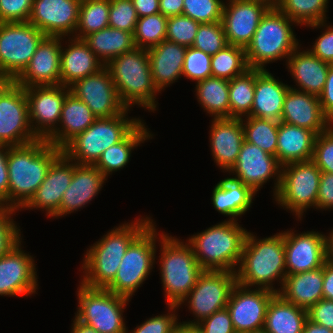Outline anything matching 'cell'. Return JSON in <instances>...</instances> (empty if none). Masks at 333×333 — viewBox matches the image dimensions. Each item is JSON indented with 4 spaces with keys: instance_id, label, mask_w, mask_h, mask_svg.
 Listing matches in <instances>:
<instances>
[{
    "instance_id": "1",
    "label": "cell",
    "mask_w": 333,
    "mask_h": 333,
    "mask_svg": "<svg viewBox=\"0 0 333 333\" xmlns=\"http://www.w3.org/2000/svg\"><path fill=\"white\" fill-rule=\"evenodd\" d=\"M62 149L46 139L8 148V207L22 210L43 182Z\"/></svg>"
},
{
    "instance_id": "2",
    "label": "cell",
    "mask_w": 333,
    "mask_h": 333,
    "mask_svg": "<svg viewBox=\"0 0 333 333\" xmlns=\"http://www.w3.org/2000/svg\"><path fill=\"white\" fill-rule=\"evenodd\" d=\"M153 222L146 215L125 222L96 241L84 255L81 283L91 288H106L115 278L129 245Z\"/></svg>"
},
{
    "instance_id": "3",
    "label": "cell",
    "mask_w": 333,
    "mask_h": 333,
    "mask_svg": "<svg viewBox=\"0 0 333 333\" xmlns=\"http://www.w3.org/2000/svg\"><path fill=\"white\" fill-rule=\"evenodd\" d=\"M286 275L284 232L263 239L247 232L236 271L237 283L279 293ZM276 280L281 284L279 289L274 286Z\"/></svg>"
},
{
    "instance_id": "4",
    "label": "cell",
    "mask_w": 333,
    "mask_h": 333,
    "mask_svg": "<svg viewBox=\"0 0 333 333\" xmlns=\"http://www.w3.org/2000/svg\"><path fill=\"white\" fill-rule=\"evenodd\" d=\"M106 67L127 109L138 105L151 112L157 110L159 91L152 79L147 49L136 47L112 59Z\"/></svg>"
},
{
    "instance_id": "5",
    "label": "cell",
    "mask_w": 333,
    "mask_h": 333,
    "mask_svg": "<svg viewBox=\"0 0 333 333\" xmlns=\"http://www.w3.org/2000/svg\"><path fill=\"white\" fill-rule=\"evenodd\" d=\"M247 232L237 221L224 220L186 242L203 270L236 272Z\"/></svg>"
},
{
    "instance_id": "6",
    "label": "cell",
    "mask_w": 333,
    "mask_h": 333,
    "mask_svg": "<svg viewBox=\"0 0 333 333\" xmlns=\"http://www.w3.org/2000/svg\"><path fill=\"white\" fill-rule=\"evenodd\" d=\"M159 246L161 283L168 306H179L190 293L199 275L204 271L191 246L184 241L160 235Z\"/></svg>"
},
{
    "instance_id": "7",
    "label": "cell",
    "mask_w": 333,
    "mask_h": 333,
    "mask_svg": "<svg viewBox=\"0 0 333 333\" xmlns=\"http://www.w3.org/2000/svg\"><path fill=\"white\" fill-rule=\"evenodd\" d=\"M294 21L283 14L276 6H271L253 35L251 43L245 49L249 68L266 70L267 63L285 60L299 46L294 35Z\"/></svg>"
},
{
    "instance_id": "8",
    "label": "cell",
    "mask_w": 333,
    "mask_h": 333,
    "mask_svg": "<svg viewBox=\"0 0 333 333\" xmlns=\"http://www.w3.org/2000/svg\"><path fill=\"white\" fill-rule=\"evenodd\" d=\"M125 112L108 118H97L85 131L76 135L63 148L62 153L80 165H95L102 153L121 142L142 120L129 118Z\"/></svg>"
},
{
    "instance_id": "9",
    "label": "cell",
    "mask_w": 333,
    "mask_h": 333,
    "mask_svg": "<svg viewBox=\"0 0 333 333\" xmlns=\"http://www.w3.org/2000/svg\"><path fill=\"white\" fill-rule=\"evenodd\" d=\"M152 222L127 248L114 280L105 288L114 294L131 299L148 278L156 263L158 234ZM155 225V226H154Z\"/></svg>"
},
{
    "instance_id": "10",
    "label": "cell",
    "mask_w": 333,
    "mask_h": 333,
    "mask_svg": "<svg viewBox=\"0 0 333 333\" xmlns=\"http://www.w3.org/2000/svg\"><path fill=\"white\" fill-rule=\"evenodd\" d=\"M75 319L98 333H126L123 313L129 298L104 288L87 287L80 282Z\"/></svg>"
},
{
    "instance_id": "11",
    "label": "cell",
    "mask_w": 333,
    "mask_h": 333,
    "mask_svg": "<svg viewBox=\"0 0 333 333\" xmlns=\"http://www.w3.org/2000/svg\"><path fill=\"white\" fill-rule=\"evenodd\" d=\"M321 170L312 161L290 163L281 168L280 187L274 200L302 220L306 210L315 207Z\"/></svg>"
},
{
    "instance_id": "12",
    "label": "cell",
    "mask_w": 333,
    "mask_h": 333,
    "mask_svg": "<svg viewBox=\"0 0 333 333\" xmlns=\"http://www.w3.org/2000/svg\"><path fill=\"white\" fill-rule=\"evenodd\" d=\"M45 37L29 22L0 23V75L14 81L28 66Z\"/></svg>"
},
{
    "instance_id": "13",
    "label": "cell",
    "mask_w": 333,
    "mask_h": 333,
    "mask_svg": "<svg viewBox=\"0 0 333 333\" xmlns=\"http://www.w3.org/2000/svg\"><path fill=\"white\" fill-rule=\"evenodd\" d=\"M236 283V272L204 270L190 293L178 306L187 302V308L195 318L192 321L183 322L198 324L213 313L225 309L231 290Z\"/></svg>"
},
{
    "instance_id": "14",
    "label": "cell",
    "mask_w": 333,
    "mask_h": 333,
    "mask_svg": "<svg viewBox=\"0 0 333 333\" xmlns=\"http://www.w3.org/2000/svg\"><path fill=\"white\" fill-rule=\"evenodd\" d=\"M38 139L31 128L25 88L12 81L0 94V145L22 146Z\"/></svg>"
},
{
    "instance_id": "15",
    "label": "cell",
    "mask_w": 333,
    "mask_h": 333,
    "mask_svg": "<svg viewBox=\"0 0 333 333\" xmlns=\"http://www.w3.org/2000/svg\"><path fill=\"white\" fill-rule=\"evenodd\" d=\"M281 168L276 156L244 140L237 160L228 173H233L235 176L231 178L249 186L256 194L264 183L276 178L273 189L275 197L280 187Z\"/></svg>"
},
{
    "instance_id": "16",
    "label": "cell",
    "mask_w": 333,
    "mask_h": 333,
    "mask_svg": "<svg viewBox=\"0 0 333 333\" xmlns=\"http://www.w3.org/2000/svg\"><path fill=\"white\" fill-rule=\"evenodd\" d=\"M69 88L97 118L115 117L127 110L106 66L97 73L75 81Z\"/></svg>"
},
{
    "instance_id": "17",
    "label": "cell",
    "mask_w": 333,
    "mask_h": 333,
    "mask_svg": "<svg viewBox=\"0 0 333 333\" xmlns=\"http://www.w3.org/2000/svg\"><path fill=\"white\" fill-rule=\"evenodd\" d=\"M69 92L70 88L61 84L25 88L31 128L39 139H47L57 129Z\"/></svg>"
},
{
    "instance_id": "18",
    "label": "cell",
    "mask_w": 333,
    "mask_h": 333,
    "mask_svg": "<svg viewBox=\"0 0 333 333\" xmlns=\"http://www.w3.org/2000/svg\"><path fill=\"white\" fill-rule=\"evenodd\" d=\"M275 294L268 289H252L236 283L226 306L235 332L248 333L262 329L267 307Z\"/></svg>"
},
{
    "instance_id": "19",
    "label": "cell",
    "mask_w": 333,
    "mask_h": 333,
    "mask_svg": "<svg viewBox=\"0 0 333 333\" xmlns=\"http://www.w3.org/2000/svg\"><path fill=\"white\" fill-rule=\"evenodd\" d=\"M227 2L224 3L222 14L227 42L229 45L246 49L261 18L272 5L264 0H227Z\"/></svg>"
},
{
    "instance_id": "20",
    "label": "cell",
    "mask_w": 333,
    "mask_h": 333,
    "mask_svg": "<svg viewBox=\"0 0 333 333\" xmlns=\"http://www.w3.org/2000/svg\"><path fill=\"white\" fill-rule=\"evenodd\" d=\"M21 243L0 257V296H31L38 289L35 257L23 251Z\"/></svg>"
},
{
    "instance_id": "21",
    "label": "cell",
    "mask_w": 333,
    "mask_h": 333,
    "mask_svg": "<svg viewBox=\"0 0 333 333\" xmlns=\"http://www.w3.org/2000/svg\"><path fill=\"white\" fill-rule=\"evenodd\" d=\"M81 0H33L28 22L46 36L73 37Z\"/></svg>"
},
{
    "instance_id": "22",
    "label": "cell",
    "mask_w": 333,
    "mask_h": 333,
    "mask_svg": "<svg viewBox=\"0 0 333 333\" xmlns=\"http://www.w3.org/2000/svg\"><path fill=\"white\" fill-rule=\"evenodd\" d=\"M284 231L286 273L296 274L324 266L326 262L325 234L316 231L295 233Z\"/></svg>"
},
{
    "instance_id": "23",
    "label": "cell",
    "mask_w": 333,
    "mask_h": 333,
    "mask_svg": "<svg viewBox=\"0 0 333 333\" xmlns=\"http://www.w3.org/2000/svg\"><path fill=\"white\" fill-rule=\"evenodd\" d=\"M64 39L66 37L46 36L28 66L14 81L23 88L60 85L61 46Z\"/></svg>"
},
{
    "instance_id": "24",
    "label": "cell",
    "mask_w": 333,
    "mask_h": 333,
    "mask_svg": "<svg viewBox=\"0 0 333 333\" xmlns=\"http://www.w3.org/2000/svg\"><path fill=\"white\" fill-rule=\"evenodd\" d=\"M76 162L69 160L63 153L52 163L46 177L34 196L23 207L26 210L46 211V216L53 217L59 210L65 190L69 187Z\"/></svg>"
},
{
    "instance_id": "25",
    "label": "cell",
    "mask_w": 333,
    "mask_h": 333,
    "mask_svg": "<svg viewBox=\"0 0 333 333\" xmlns=\"http://www.w3.org/2000/svg\"><path fill=\"white\" fill-rule=\"evenodd\" d=\"M210 147L214 162L225 173L235 164L242 143L244 129L239 118H212Z\"/></svg>"
},
{
    "instance_id": "26",
    "label": "cell",
    "mask_w": 333,
    "mask_h": 333,
    "mask_svg": "<svg viewBox=\"0 0 333 333\" xmlns=\"http://www.w3.org/2000/svg\"><path fill=\"white\" fill-rule=\"evenodd\" d=\"M280 121L310 129L317 135L332 125L331 121L323 114L319 96L291 88L285 96Z\"/></svg>"
},
{
    "instance_id": "27",
    "label": "cell",
    "mask_w": 333,
    "mask_h": 333,
    "mask_svg": "<svg viewBox=\"0 0 333 333\" xmlns=\"http://www.w3.org/2000/svg\"><path fill=\"white\" fill-rule=\"evenodd\" d=\"M107 178L94 165L77 164L58 212L52 218L66 216L90 203L100 193Z\"/></svg>"
},
{
    "instance_id": "28",
    "label": "cell",
    "mask_w": 333,
    "mask_h": 333,
    "mask_svg": "<svg viewBox=\"0 0 333 333\" xmlns=\"http://www.w3.org/2000/svg\"><path fill=\"white\" fill-rule=\"evenodd\" d=\"M300 47L299 45L293 51L286 62V68L297 85V88H290L319 96L324 89L331 64L317 58L308 49L301 51Z\"/></svg>"
},
{
    "instance_id": "29",
    "label": "cell",
    "mask_w": 333,
    "mask_h": 333,
    "mask_svg": "<svg viewBox=\"0 0 333 333\" xmlns=\"http://www.w3.org/2000/svg\"><path fill=\"white\" fill-rule=\"evenodd\" d=\"M290 87L274 78L267 69H256L255 92L250 116L280 122L284 99Z\"/></svg>"
},
{
    "instance_id": "30",
    "label": "cell",
    "mask_w": 333,
    "mask_h": 333,
    "mask_svg": "<svg viewBox=\"0 0 333 333\" xmlns=\"http://www.w3.org/2000/svg\"><path fill=\"white\" fill-rule=\"evenodd\" d=\"M68 38L67 47L61 46L60 61V84L67 87L79 79L97 73L105 66L83 39Z\"/></svg>"
},
{
    "instance_id": "31",
    "label": "cell",
    "mask_w": 333,
    "mask_h": 333,
    "mask_svg": "<svg viewBox=\"0 0 333 333\" xmlns=\"http://www.w3.org/2000/svg\"><path fill=\"white\" fill-rule=\"evenodd\" d=\"M186 50L187 47L167 40L147 49L152 79L159 92L183 76Z\"/></svg>"
},
{
    "instance_id": "32",
    "label": "cell",
    "mask_w": 333,
    "mask_h": 333,
    "mask_svg": "<svg viewBox=\"0 0 333 333\" xmlns=\"http://www.w3.org/2000/svg\"><path fill=\"white\" fill-rule=\"evenodd\" d=\"M97 117L91 109L72 92L66 95L57 129L46 139L48 143L63 148L76 135L92 125Z\"/></svg>"
},
{
    "instance_id": "33",
    "label": "cell",
    "mask_w": 333,
    "mask_h": 333,
    "mask_svg": "<svg viewBox=\"0 0 333 333\" xmlns=\"http://www.w3.org/2000/svg\"><path fill=\"white\" fill-rule=\"evenodd\" d=\"M317 134L310 129L279 122L276 158L281 166L312 160Z\"/></svg>"
},
{
    "instance_id": "34",
    "label": "cell",
    "mask_w": 333,
    "mask_h": 333,
    "mask_svg": "<svg viewBox=\"0 0 333 333\" xmlns=\"http://www.w3.org/2000/svg\"><path fill=\"white\" fill-rule=\"evenodd\" d=\"M286 301L308 311L323 299V266L285 276L279 293Z\"/></svg>"
},
{
    "instance_id": "35",
    "label": "cell",
    "mask_w": 333,
    "mask_h": 333,
    "mask_svg": "<svg viewBox=\"0 0 333 333\" xmlns=\"http://www.w3.org/2000/svg\"><path fill=\"white\" fill-rule=\"evenodd\" d=\"M255 195L249 186L227 177L215 185L211 201L216 211L229 216V221H238L237 217H242L251 207Z\"/></svg>"
},
{
    "instance_id": "36",
    "label": "cell",
    "mask_w": 333,
    "mask_h": 333,
    "mask_svg": "<svg viewBox=\"0 0 333 333\" xmlns=\"http://www.w3.org/2000/svg\"><path fill=\"white\" fill-rule=\"evenodd\" d=\"M142 120L121 142L106 149L94 165L106 178L114 171L123 169L129 162L131 153L144 141L153 138ZM150 132V133H149Z\"/></svg>"
},
{
    "instance_id": "37",
    "label": "cell",
    "mask_w": 333,
    "mask_h": 333,
    "mask_svg": "<svg viewBox=\"0 0 333 333\" xmlns=\"http://www.w3.org/2000/svg\"><path fill=\"white\" fill-rule=\"evenodd\" d=\"M307 311L276 293L267 307L263 329L267 333H302Z\"/></svg>"
},
{
    "instance_id": "38",
    "label": "cell",
    "mask_w": 333,
    "mask_h": 333,
    "mask_svg": "<svg viewBox=\"0 0 333 333\" xmlns=\"http://www.w3.org/2000/svg\"><path fill=\"white\" fill-rule=\"evenodd\" d=\"M83 40L105 66L117 56L136 48L133 33L111 27L93 32Z\"/></svg>"
},
{
    "instance_id": "39",
    "label": "cell",
    "mask_w": 333,
    "mask_h": 333,
    "mask_svg": "<svg viewBox=\"0 0 333 333\" xmlns=\"http://www.w3.org/2000/svg\"><path fill=\"white\" fill-rule=\"evenodd\" d=\"M201 107L213 118H229V80L207 77L195 85Z\"/></svg>"
},
{
    "instance_id": "40",
    "label": "cell",
    "mask_w": 333,
    "mask_h": 333,
    "mask_svg": "<svg viewBox=\"0 0 333 333\" xmlns=\"http://www.w3.org/2000/svg\"><path fill=\"white\" fill-rule=\"evenodd\" d=\"M256 69L229 80V118L250 116L255 92Z\"/></svg>"
},
{
    "instance_id": "41",
    "label": "cell",
    "mask_w": 333,
    "mask_h": 333,
    "mask_svg": "<svg viewBox=\"0 0 333 333\" xmlns=\"http://www.w3.org/2000/svg\"><path fill=\"white\" fill-rule=\"evenodd\" d=\"M329 0H278L276 7L298 26L326 21Z\"/></svg>"
},
{
    "instance_id": "42",
    "label": "cell",
    "mask_w": 333,
    "mask_h": 333,
    "mask_svg": "<svg viewBox=\"0 0 333 333\" xmlns=\"http://www.w3.org/2000/svg\"><path fill=\"white\" fill-rule=\"evenodd\" d=\"M109 8L110 0H81L79 21L73 37L83 39L109 27Z\"/></svg>"
},
{
    "instance_id": "43",
    "label": "cell",
    "mask_w": 333,
    "mask_h": 333,
    "mask_svg": "<svg viewBox=\"0 0 333 333\" xmlns=\"http://www.w3.org/2000/svg\"><path fill=\"white\" fill-rule=\"evenodd\" d=\"M242 120L245 141L276 156L279 122L272 119L247 116Z\"/></svg>"
},
{
    "instance_id": "44",
    "label": "cell",
    "mask_w": 333,
    "mask_h": 333,
    "mask_svg": "<svg viewBox=\"0 0 333 333\" xmlns=\"http://www.w3.org/2000/svg\"><path fill=\"white\" fill-rule=\"evenodd\" d=\"M249 68L245 49L227 45L224 49L211 55V73L213 77L231 80L244 74Z\"/></svg>"
},
{
    "instance_id": "45",
    "label": "cell",
    "mask_w": 333,
    "mask_h": 333,
    "mask_svg": "<svg viewBox=\"0 0 333 333\" xmlns=\"http://www.w3.org/2000/svg\"><path fill=\"white\" fill-rule=\"evenodd\" d=\"M167 22L161 13L138 18L133 33L136 47L149 49L165 40Z\"/></svg>"
},
{
    "instance_id": "46",
    "label": "cell",
    "mask_w": 333,
    "mask_h": 333,
    "mask_svg": "<svg viewBox=\"0 0 333 333\" xmlns=\"http://www.w3.org/2000/svg\"><path fill=\"white\" fill-rule=\"evenodd\" d=\"M228 45L222 21L200 23L192 47L214 55Z\"/></svg>"
},
{
    "instance_id": "47",
    "label": "cell",
    "mask_w": 333,
    "mask_h": 333,
    "mask_svg": "<svg viewBox=\"0 0 333 333\" xmlns=\"http://www.w3.org/2000/svg\"><path fill=\"white\" fill-rule=\"evenodd\" d=\"M200 23L183 14L168 17L165 40L185 47H191L195 41Z\"/></svg>"
},
{
    "instance_id": "48",
    "label": "cell",
    "mask_w": 333,
    "mask_h": 333,
    "mask_svg": "<svg viewBox=\"0 0 333 333\" xmlns=\"http://www.w3.org/2000/svg\"><path fill=\"white\" fill-rule=\"evenodd\" d=\"M222 0H183L182 14L199 23L222 21Z\"/></svg>"
},
{
    "instance_id": "49",
    "label": "cell",
    "mask_w": 333,
    "mask_h": 333,
    "mask_svg": "<svg viewBox=\"0 0 333 333\" xmlns=\"http://www.w3.org/2000/svg\"><path fill=\"white\" fill-rule=\"evenodd\" d=\"M183 76L195 83L212 76L211 55L200 49L188 47L185 52L183 64Z\"/></svg>"
},
{
    "instance_id": "50",
    "label": "cell",
    "mask_w": 333,
    "mask_h": 333,
    "mask_svg": "<svg viewBox=\"0 0 333 333\" xmlns=\"http://www.w3.org/2000/svg\"><path fill=\"white\" fill-rule=\"evenodd\" d=\"M138 18L131 0H110L109 27L134 33Z\"/></svg>"
},
{
    "instance_id": "51",
    "label": "cell",
    "mask_w": 333,
    "mask_h": 333,
    "mask_svg": "<svg viewBox=\"0 0 333 333\" xmlns=\"http://www.w3.org/2000/svg\"><path fill=\"white\" fill-rule=\"evenodd\" d=\"M16 211L18 210L0 206V257L4 256L15 244L22 240L21 230L12 218Z\"/></svg>"
},
{
    "instance_id": "52",
    "label": "cell",
    "mask_w": 333,
    "mask_h": 333,
    "mask_svg": "<svg viewBox=\"0 0 333 333\" xmlns=\"http://www.w3.org/2000/svg\"><path fill=\"white\" fill-rule=\"evenodd\" d=\"M312 161L322 172L333 174V124L316 136Z\"/></svg>"
},
{
    "instance_id": "53",
    "label": "cell",
    "mask_w": 333,
    "mask_h": 333,
    "mask_svg": "<svg viewBox=\"0 0 333 333\" xmlns=\"http://www.w3.org/2000/svg\"><path fill=\"white\" fill-rule=\"evenodd\" d=\"M178 306H168L170 310L169 313L157 315L146 319L142 324L136 326L134 330H131V333H175L176 327L178 324V314L176 310ZM177 314V315H176ZM126 333L128 328H126Z\"/></svg>"
},
{
    "instance_id": "54",
    "label": "cell",
    "mask_w": 333,
    "mask_h": 333,
    "mask_svg": "<svg viewBox=\"0 0 333 333\" xmlns=\"http://www.w3.org/2000/svg\"><path fill=\"white\" fill-rule=\"evenodd\" d=\"M317 28V30L323 27V32L315 40L312 49H308L314 56L333 65V26L328 25L327 20L321 23H315L307 25V28Z\"/></svg>"
},
{
    "instance_id": "55",
    "label": "cell",
    "mask_w": 333,
    "mask_h": 333,
    "mask_svg": "<svg viewBox=\"0 0 333 333\" xmlns=\"http://www.w3.org/2000/svg\"><path fill=\"white\" fill-rule=\"evenodd\" d=\"M33 0H0V23L28 22Z\"/></svg>"
},
{
    "instance_id": "56",
    "label": "cell",
    "mask_w": 333,
    "mask_h": 333,
    "mask_svg": "<svg viewBox=\"0 0 333 333\" xmlns=\"http://www.w3.org/2000/svg\"><path fill=\"white\" fill-rule=\"evenodd\" d=\"M198 326L204 333H236L227 308L213 313Z\"/></svg>"
},
{
    "instance_id": "57",
    "label": "cell",
    "mask_w": 333,
    "mask_h": 333,
    "mask_svg": "<svg viewBox=\"0 0 333 333\" xmlns=\"http://www.w3.org/2000/svg\"><path fill=\"white\" fill-rule=\"evenodd\" d=\"M307 318L333 330V300L321 299L307 311Z\"/></svg>"
},
{
    "instance_id": "58",
    "label": "cell",
    "mask_w": 333,
    "mask_h": 333,
    "mask_svg": "<svg viewBox=\"0 0 333 333\" xmlns=\"http://www.w3.org/2000/svg\"><path fill=\"white\" fill-rule=\"evenodd\" d=\"M333 208V174L321 172L316 209Z\"/></svg>"
},
{
    "instance_id": "59",
    "label": "cell",
    "mask_w": 333,
    "mask_h": 333,
    "mask_svg": "<svg viewBox=\"0 0 333 333\" xmlns=\"http://www.w3.org/2000/svg\"><path fill=\"white\" fill-rule=\"evenodd\" d=\"M319 101L323 114L333 124V65H330L328 69L327 79L324 89L319 95Z\"/></svg>"
},
{
    "instance_id": "60",
    "label": "cell",
    "mask_w": 333,
    "mask_h": 333,
    "mask_svg": "<svg viewBox=\"0 0 333 333\" xmlns=\"http://www.w3.org/2000/svg\"><path fill=\"white\" fill-rule=\"evenodd\" d=\"M10 146L0 145V206L8 207L9 177L7 156Z\"/></svg>"
},
{
    "instance_id": "61",
    "label": "cell",
    "mask_w": 333,
    "mask_h": 333,
    "mask_svg": "<svg viewBox=\"0 0 333 333\" xmlns=\"http://www.w3.org/2000/svg\"><path fill=\"white\" fill-rule=\"evenodd\" d=\"M139 18L160 13L159 0H131Z\"/></svg>"
},
{
    "instance_id": "62",
    "label": "cell",
    "mask_w": 333,
    "mask_h": 333,
    "mask_svg": "<svg viewBox=\"0 0 333 333\" xmlns=\"http://www.w3.org/2000/svg\"><path fill=\"white\" fill-rule=\"evenodd\" d=\"M159 10L167 18L181 15L183 12V0H159Z\"/></svg>"
},
{
    "instance_id": "63",
    "label": "cell",
    "mask_w": 333,
    "mask_h": 333,
    "mask_svg": "<svg viewBox=\"0 0 333 333\" xmlns=\"http://www.w3.org/2000/svg\"><path fill=\"white\" fill-rule=\"evenodd\" d=\"M323 298L333 300V263L328 261L323 266Z\"/></svg>"
},
{
    "instance_id": "64",
    "label": "cell",
    "mask_w": 333,
    "mask_h": 333,
    "mask_svg": "<svg viewBox=\"0 0 333 333\" xmlns=\"http://www.w3.org/2000/svg\"><path fill=\"white\" fill-rule=\"evenodd\" d=\"M302 333H333V330L306 319Z\"/></svg>"
},
{
    "instance_id": "65",
    "label": "cell",
    "mask_w": 333,
    "mask_h": 333,
    "mask_svg": "<svg viewBox=\"0 0 333 333\" xmlns=\"http://www.w3.org/2000/svg\"><path fill=\"white\" fill-rule=\"evenodd\" d=\"M175 333H204L198 324H188L179 322L176 327Z\"/></svg>"
},
{
    "instance_id": "66",
    "label": "cell",
    "mask_w": 333,
    "mask_h": 333,
    "mask_svg": "<svg viewBox=\"0 0 333 333\" xmlns=\"http://www.w3.org/2000/svg\"><path fill=\"white\" fill-rule=\"evenodd\" d=\"M71 328V333H98L95 329L78 322L75 318Z\"/></svg>"
},
{
    "instance_id": "67",
    "label": "cell",
    "mask_w": 333,
    "mask_h": 333,
    "mask_svg": "<svg viewBox=\"0 0 333 333\" xmlns=\"http://www.w3.org/2000/svg\"><path fill=\"white\" fill-rule=\"evenodd\" d=\"M326 241V261L333 263V229L325 236Z\"/></svg>"
},
{
    "instance_id": "68",
    "label": "cell",
    "mask_w": 333,
    "mask_h": 333,
    "mask_svg": "<svg viewBox=\"0 0 333 333\" xmlns=\"http://www.w3.org/2000/svg\"><path fill=\"white\" fill-rule=\"evenodd\" d=\"M12 81L8 76L0 75V94Z\"/></svg>"
},
{
    "instance_id": "69",
    "label": "cell",
    "mask_w": 333,
    "mask_h": 333,
    "mask_svg": "<svg viewBox=\"0 0 333 333\" xmlns=\"http://www.w3.org/2000/svg\"><path fill=\"white\" fill-rule=\"evenodd\" d=\"M264 1L268 2L272 6H275L276 3L278 2V0H264Z\"/></svg>"
},
{
    "instance_id": "70",
    "label": "cell",
    "mask_w": 333,
    "mask_h": 333,
    "mask_svg": "<svg viewBox=\"0 0 333 333\" xmlns=\"http://www.w3.org/2000/svg\"><path fill=\"white\" fill-rule=\"evenodd\" d=\"M248 333H267V332L262 328V329L254 330V331L248 332Z\"/></svg>"
}]
</instances>
